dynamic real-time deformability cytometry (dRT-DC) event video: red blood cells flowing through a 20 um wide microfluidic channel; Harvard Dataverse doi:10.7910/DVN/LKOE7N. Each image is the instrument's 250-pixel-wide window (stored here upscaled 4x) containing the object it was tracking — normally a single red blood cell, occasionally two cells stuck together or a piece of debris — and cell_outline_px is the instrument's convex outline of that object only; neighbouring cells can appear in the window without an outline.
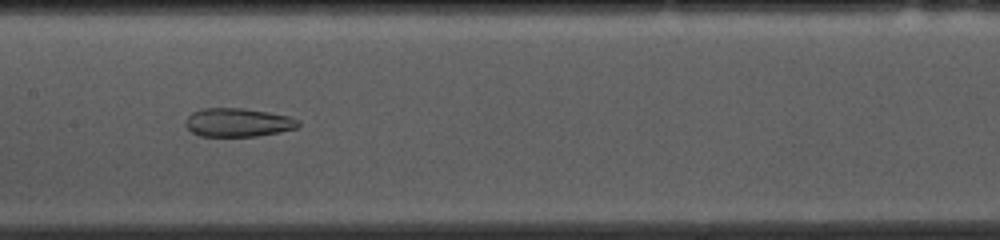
{"species": "common noctule bat (a hibernating species)", "species_latin": "Nyctalus noctula", "temperature_condition": "cold", "stored_images_in_passage": 53, "camera_frame_rate_fps": 3000, "um_per_image_px": 0.085, "animal": {"sex": "female", "body_mass_g": 10.0, "forearm_length_mm": 53.1}, "frame": {"image": 1, "passage_image": 25, "time_ms": 8.0, "image_size_px": [1000, 240], "cell_outline_px": [[300, 124], [296, 128], [280, 132], [256, 136], [200, 136], [192, 132], [188, 128], [188, 116], [192, 112], [204, 108], [244, 108], [268, 112], [288, 116], [300, 120]], "centroid_in_image_um": [20.27, 10.41], "position_along_channel_um": 187.1, "area_um2": 18.61}}
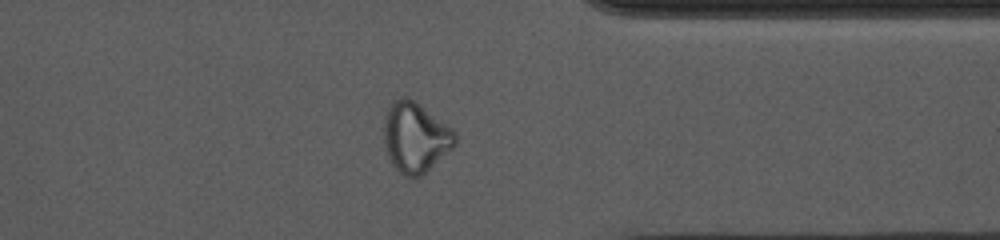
{"frame": {"image": 2, "passage_image": 41, "time_ms": 13.333, "image_size_px": [1000, 240], "cell_outline_px": [[456, 144], [452, 148], [420, 176], [404, 176], [392, 164], [384, 148], [384, 116], [392, 100], [400, 96], [408, 96], [420, 104], [452, 128], [456, 132]], "centroid_in_image_um": [35.28, 11.63], "position_along_channel_um": 376.1, "area_um2": 29.07}}
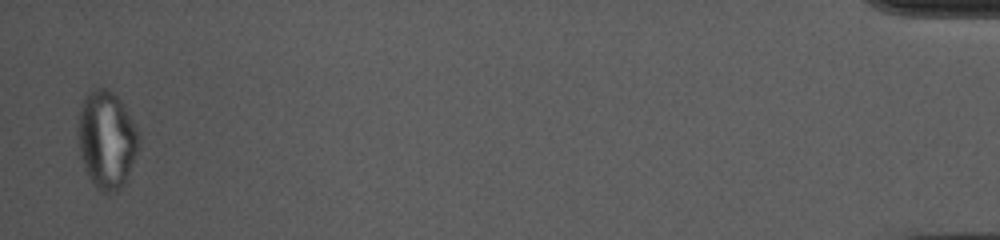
{"frame": {"image": 3, "passage_image": 52, "time_ms": 17.0, "image_size_px": [1000, 240], "cell_outline_px": [[140, 144], [128, 176], [124, 184], [116, 192], [108, 196], [96, 188], [92, 184], [84, 168], [80, 156], [80, 112], [84, 96], [92, 88], [108, 88], [124, 104], [140, 132]], "centroid_in_image_um": [9.11, 11.9], "position_along_channel_um": 426.1, "area_um2": 34.8}, "authors_computed_cell_mechanics": {"area_um2": 26.5302, "velocity_mm_per_s": 3.7109, "shape_relaxation_time_tau1_ms": null, "shape_relaxation_time_tau2_ms": 2.0875, "deformation_change_tau1": null, "deformation_change_tau2": 0.0901}}